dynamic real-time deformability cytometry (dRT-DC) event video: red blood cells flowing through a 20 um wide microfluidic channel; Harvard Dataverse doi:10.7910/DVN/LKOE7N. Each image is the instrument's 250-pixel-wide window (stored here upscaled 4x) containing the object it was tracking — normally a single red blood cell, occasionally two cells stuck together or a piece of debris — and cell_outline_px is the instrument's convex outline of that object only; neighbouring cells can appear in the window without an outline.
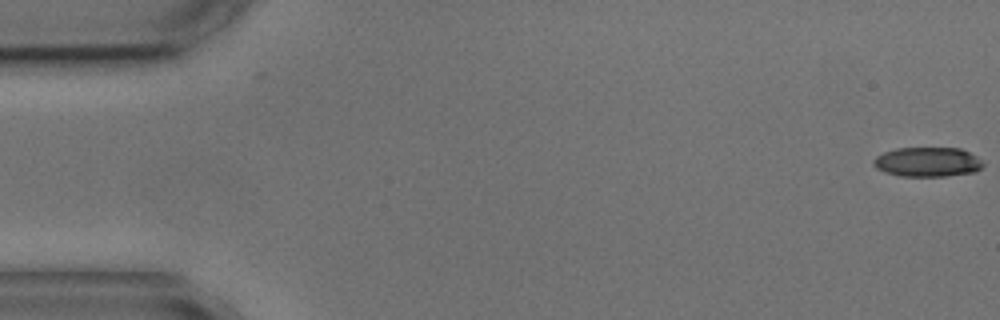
{"species": "common noctule bat (a hibernating species)", "species_latin": "Nyctalus noctula", "temperature_condition": "cold", "stored_images_in_passage": 7, "camera_frame_rate_fps": 3000, "um_per_image_px": 0.085, "animal": {"sex": "male", "body_mass_g": 17.9, "forearm_length_mm": 54.2}, "frame": {"image": 1, "passage_image": 1, "time_ms": 0.0, "image_size_px": [1000, 320], "cell_outline_px": [[984, 164], [976, 172], [944, 176], [900, 176], [884, 172], [876, 168], [872, 164], [872, 160], [876, 156], [884, 152], [896, 148], [960, 148], [976, 156]], "centroid_in_image_um": [78.8, 13.77], "position_along_channel_um": 6.2, "area_um2": 18.9}}
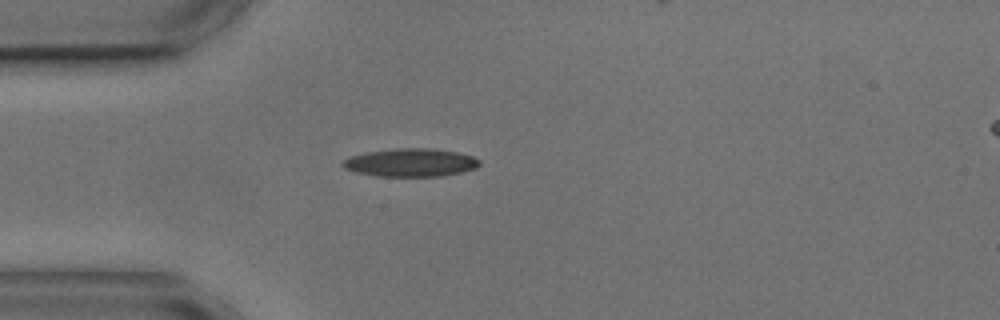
{"frame": {"image": 2, "passage_image": 5, "time_ms": 4.667, "image_size_px": [1000, 320], "cell_outline_px": [[480, 164], [476, 168], [460, 172], [440, 176], [376, 176], [352, 172], [344, 168], [340, 164], [344, 160], [352, 156], [368, 152], [392, 148], [432, 148], [456, 152], [472, 156], [480, 160]], "centroid_in_image_um": [34.88, 13.82], "position_along_channel_um": 50.1, "area_um2": 22.43}}